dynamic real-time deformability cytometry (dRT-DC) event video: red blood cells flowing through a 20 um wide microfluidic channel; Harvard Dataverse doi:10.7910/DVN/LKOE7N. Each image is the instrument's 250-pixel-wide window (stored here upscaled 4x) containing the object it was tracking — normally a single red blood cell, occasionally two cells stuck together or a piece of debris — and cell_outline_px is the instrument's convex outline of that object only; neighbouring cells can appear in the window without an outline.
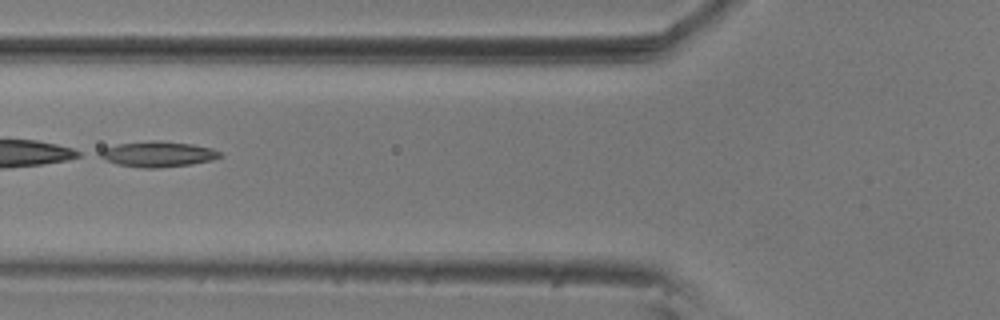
{"species": "common noctule bat (a hibernating species)", "species_latin": "Nyctalus noctula", "temperature_condition": "room temperature", "stored_images_in_passage": 55, "camera_frame_rate_fps": 3000, "um_per_image_px": 0.085, "animal": {"sex": "male", "body_mass_g": 20.5, "forearm_length_mm": 52.5}, "frame": {"image": 1, "passage_image": 21, "time_ms": 6.667, "image_size_px": [1000, 320], "cell_outline_px": [[224, 156], [212, 160], [192, 164], [160, 168], [144, 168], [116, 164], [100, 156], [96, 152], [104, 148], [116, 144], [152, 140], [160, 140], [192, 144], [212, 148], [224, 152]], "centroid_in_image_um": [13.46, 13.09], "position_along_channel_um": 112.3, "area_um2": 18.15}}